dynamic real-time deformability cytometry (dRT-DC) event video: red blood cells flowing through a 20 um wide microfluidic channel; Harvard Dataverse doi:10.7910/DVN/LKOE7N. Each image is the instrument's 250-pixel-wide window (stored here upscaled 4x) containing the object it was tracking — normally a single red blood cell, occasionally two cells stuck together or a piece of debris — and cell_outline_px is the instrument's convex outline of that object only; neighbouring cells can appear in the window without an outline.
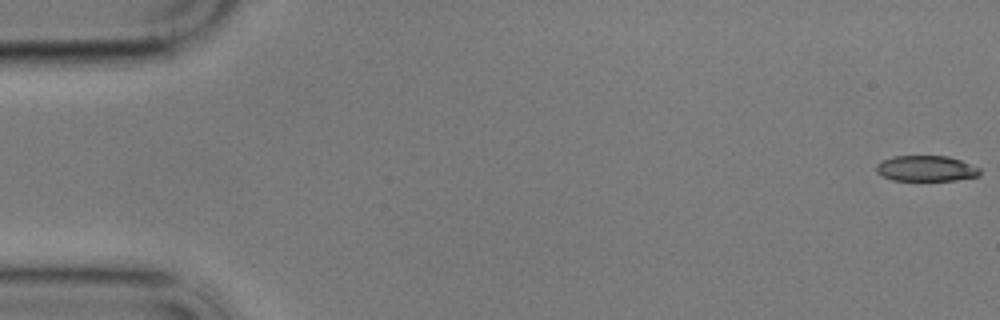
{"species": "common noctule bat (a hibernating species)", "species_latin": "Nyctalus noctula", "temperature_condition": "cold", "stored_images_in_passage": 58, "camera_frame_rate_fps": 3000, "um_per_image_px": 0.085, "animal": {"sex": "male", "body_mass_g": 17.9}, "frame": {"image": 1, "passage_image": 1, "time_ms": 0.0, "image_size_px": [1000, 320], "cell_outline_px": [[980, 176], [956, 180], [892, 180], [880, 176], [876, 172], [876, 164], [892, 156], [948, 156], [960, 160], [980, 168]], "centroid_in_image_um": [78.7, 14.32], "position_along_channel_um": 6.3, "area_um2": 15.55}}
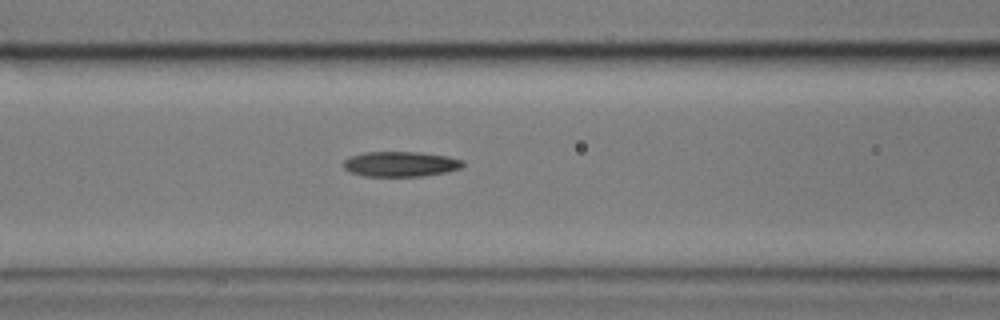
{"frame": {"image": 2, "passage_image": 24, "time_ms": 7.667, "image_size_px": [1000, 320], "cell_outline_px": [[464, 164], [460, 168], [448, 172], [424, 176], [364, 176], [348, 172], [344, 168], [344, 160], [352, 156], [364, 152], [416, 152], [448, 156], [464, 160]], "centroid_in_image_um": [34.06, 13.95], "position_along_channel_um": 132.5, "area_um2": 17.57}}
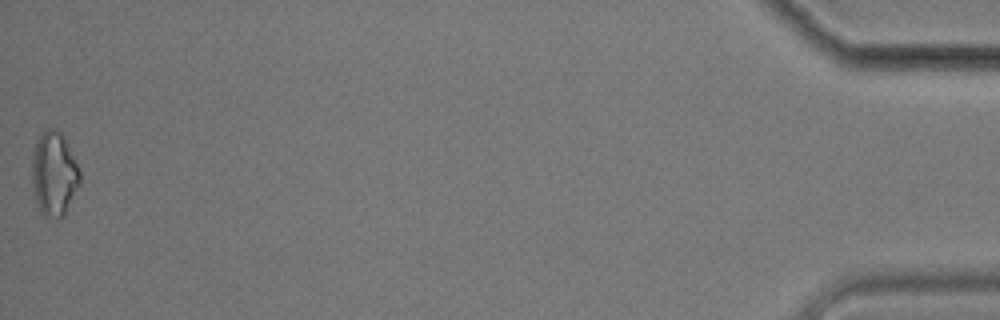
{"frame": {"image": 3, "passage_image": 58, "time_ms": 19.0, "image_size_px": [1000, 320], "cell_outline_px": [[80, 184], [64, 216], [56, 220], [44, 216], [40, 212], [36, 204], [32, 184], [32, 152], [36, 140], [40, 132], [48, 128], [56, 128], [60, 132], [80, 172]], "centroid_in_image_um": [4.56, 14.82], "position_along_channel_um": 430.6, "area_um2": 23.64}, "authors_computed_cell_mechanics": {"area_um2": 17.6579, "velocity_mm_per_s": 3.4732, "shape_relaxation_time_tau1_ms": 6.9954, "shape_relaxation_time_tau2_ms": 6.8366, "deformation_change_tau1": 0.1621, "deformation_change_tau2": 0.1646}}